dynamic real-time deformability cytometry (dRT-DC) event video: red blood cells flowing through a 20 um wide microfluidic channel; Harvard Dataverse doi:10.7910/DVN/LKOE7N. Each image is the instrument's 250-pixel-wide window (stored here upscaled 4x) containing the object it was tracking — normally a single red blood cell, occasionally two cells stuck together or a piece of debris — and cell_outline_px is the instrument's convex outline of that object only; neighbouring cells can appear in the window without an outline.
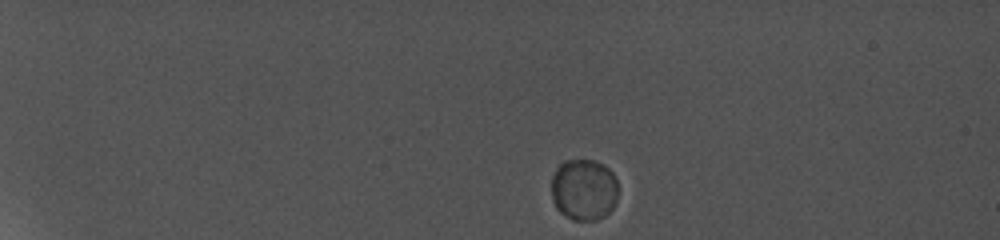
{"species": "common noctule bat (a hibernating species)", "species_latin": "Nyctalus noctula", "temperature_condition": "cold", "stored_images_in_passage": 6, "camera_frame_rate_fps": 5000, "um_per_image_px": 0.085, "animal": {"sex": "female", "body_mass_g": 19.0, "forearm_length_mm": 56.7}, "frame": {"image": 1, "passage_image": 1, "time_ms": 0.0, "image_size_px": [1000, 240], "cell_outline_px": [[616, 204], [604, 216], [596, 220], [572, 220], [560, 212], [556, 208], [552, 200], [552, 176], [556, 168], [560, 164], [568, 160], [592, 160], [608, 168], [612, 172], [616, 180]], "centroid_in_image_um": [49.61, 16.13], "position_along_channel_um": 35.4, "area_um2": 23.81}}
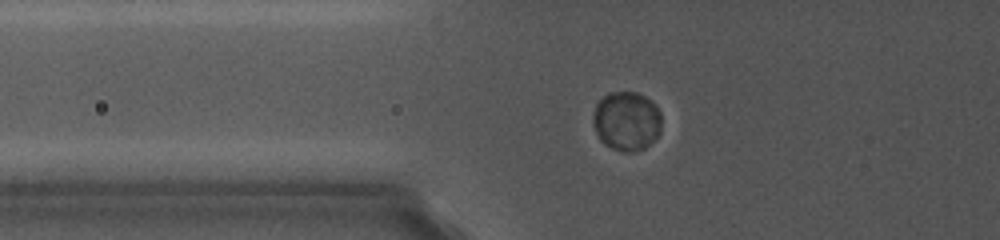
{"frame": {"image": 2, "passage_image": 5, "time_ms": 4.0, "image_size_px": [1000, 240], "cell_outline_px": [[660, 132], [644, 148], [632, 152], [624, 152], [612, 148], [604, 144], [600, 140], [592, 124], [592, 116], [596, 104], [608, 92], [636, 92], [644, 96], [660, 112]], "centroid_in_image_um": [53.21, 10.29], "position_along_channel_um": 72.6, "area_um2": 23.41}}